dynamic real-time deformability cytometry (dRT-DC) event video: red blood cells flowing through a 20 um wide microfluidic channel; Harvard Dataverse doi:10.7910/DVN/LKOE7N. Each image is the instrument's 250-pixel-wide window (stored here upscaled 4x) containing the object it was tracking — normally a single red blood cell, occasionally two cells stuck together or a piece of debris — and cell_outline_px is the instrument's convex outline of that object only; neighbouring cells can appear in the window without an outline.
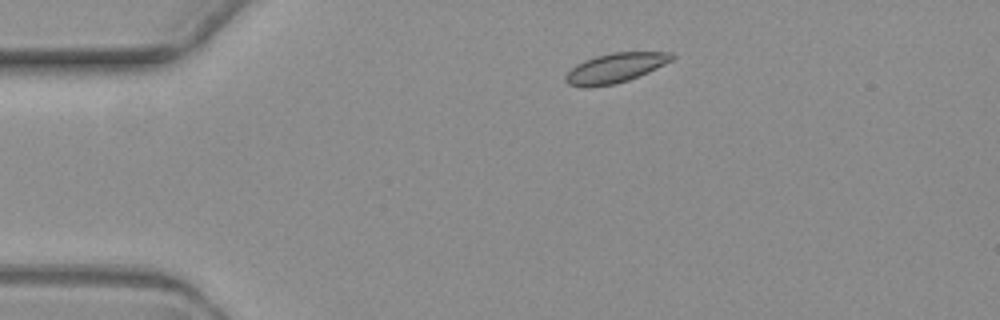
{"species": "common noctule bat (a hibernating species)", "species_latin": "Nyctalus noctula", "temperature_condition": "warm", "stored_images_in_passage": 2, "camera_frame_rate_fps": 3000, "um_per_image_px": 0.085, "animal": {"sex": "female", "body_mass_g": 19.3, "forearm_length_mm": 54.1}, "frame": {"image": 1, "passage_image": 1, "time_ms": 0.0, "image_size_px": [1000, 320], "cell_outline_px": [[676, 56], [672, 60], [648, 72], [628, 80], [612, 84], [588, 88], [584, 88], [568, 84], [564, 80], [564, 76], [576, 64], [584, 60], [596, 56], [612, 52], [672, 52]], "centroid_in_image_um": [52.27, 5.78], "position_along_channel_um": 32.7, "area_um2": 18.32}}